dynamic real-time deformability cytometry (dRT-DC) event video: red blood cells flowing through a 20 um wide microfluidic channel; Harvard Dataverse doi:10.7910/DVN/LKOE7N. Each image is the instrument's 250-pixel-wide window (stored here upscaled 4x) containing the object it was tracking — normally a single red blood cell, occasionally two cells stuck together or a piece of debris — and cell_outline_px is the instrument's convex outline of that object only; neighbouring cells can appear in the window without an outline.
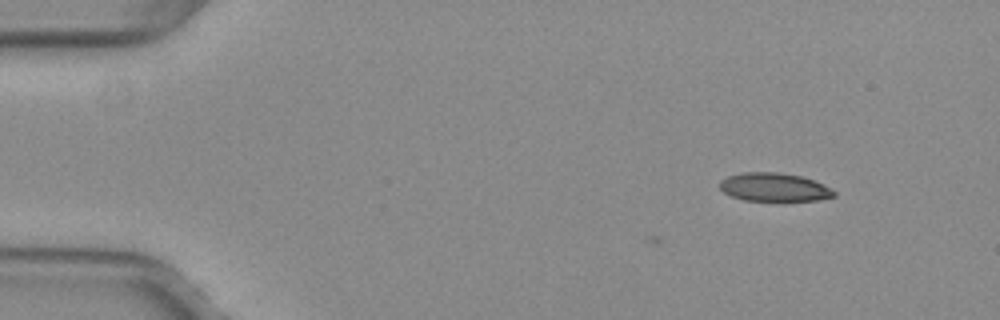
{"species": "common noctule bat (a hibernating species)", "species_latin": "Nyctalus noctula", "temperature_condition": "warm", "stored_images_in_passage": 2, "camera_frame_rate_fps": 3000, "um_per_image_px": 0.085, "animal": {"sex": "female", "body_mass_g": 29.2, "forearm_length_mm": 56.3}, "frame": {"image": 1, "passage_image": 2, "time_ms": 0.333, "image_size_px": [1000, 320], "cell_outline_px": [[836, 196], [816, 200], [744, 200], [732, 196], [724, 192], [720, 188], [720, 180], [728, 176], [744, 172], [776, 172], [800, 176], [812, 180], [836, 192]], "centroid_in_image_um": [65.76, 15.9], "position_along_channel_um": 19.2, "area_um2": 18.5}}